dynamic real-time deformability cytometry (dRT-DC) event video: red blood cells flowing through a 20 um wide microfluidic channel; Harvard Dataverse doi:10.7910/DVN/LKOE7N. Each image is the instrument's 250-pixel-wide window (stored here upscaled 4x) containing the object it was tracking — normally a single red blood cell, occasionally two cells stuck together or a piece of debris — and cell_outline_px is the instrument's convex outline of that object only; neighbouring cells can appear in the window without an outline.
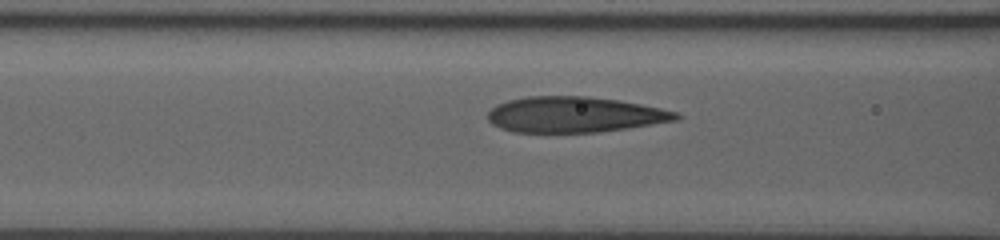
{"species": "human", "species_latin": "Homo sapiens", "temperature_condition": "room temperature", "stored_images_in_passage": 37, "camera_frame_rate_fps": 3000, "um_per_image_px": 0.085, "donor": {"sex": "male"}, "frame": {"image": 1, "passage_image": 11, "time_ms": 3.333, "image_size_px": [1000, 240], "cell_outline_px": [[684, 116], [680, 120], [628, 128], [600, 132], [512, 132], [500, 128], [492, 124], [488, 120], [488, 112], [496, 104], [508, 100], [524, 96], [588, 96], [616, 100], [640, 104], [660, 108], [676, 112]], "centroid_in_image_um": [48.84, 9.74], "position_along_channel_um": 117.8, "area_um2": 39.36}}
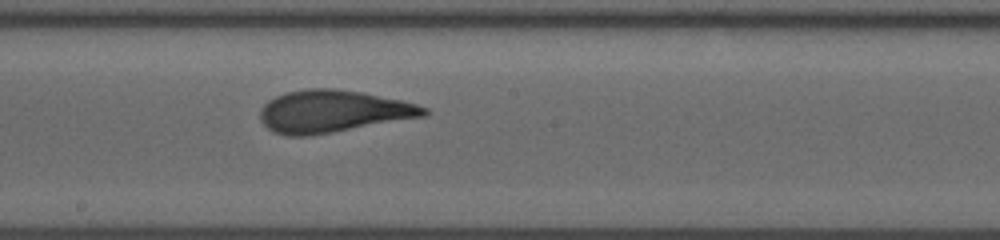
{"frame": {"image": 2, "passage_image": 19, "time_ms": 6.0, "image_size_px": [1000, 240], "cell_outline_px": [[428, 112], [424, 116], [332, 132], [308, 136], [288, 136], [272, 132], [260, 120], [260, 108], [268, 100], [284, 92], [308, 88], [336, 88], [360, 92], [400, 100], [416, 104], [428, 108]], "centroid_in_image_um": [28.23, 9.46], "position_along_channel_um": 220.0, "area_um2": 40.17}}
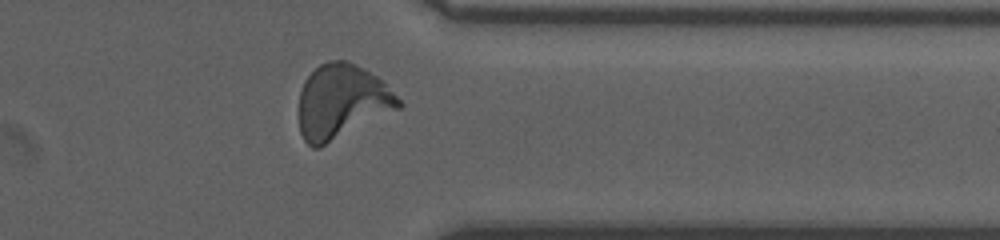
{"frame": {"image": 3, "passage_image": 32, "time_ms": 10.333, "image_size_px": [1000, 240], "cell_outline_px": [[404, 104], [400, 108], [320, 148], [312, 148], [304, 140], [300, 132], [300, 92], [304, 80], [320, 64], [328, 60], [348, 60], [364, 68], [376, 76]], "centroid_in_image_um": [29.04, 8.65], "position_along_channel_um": 382.4, "area_um2": 42.95}}